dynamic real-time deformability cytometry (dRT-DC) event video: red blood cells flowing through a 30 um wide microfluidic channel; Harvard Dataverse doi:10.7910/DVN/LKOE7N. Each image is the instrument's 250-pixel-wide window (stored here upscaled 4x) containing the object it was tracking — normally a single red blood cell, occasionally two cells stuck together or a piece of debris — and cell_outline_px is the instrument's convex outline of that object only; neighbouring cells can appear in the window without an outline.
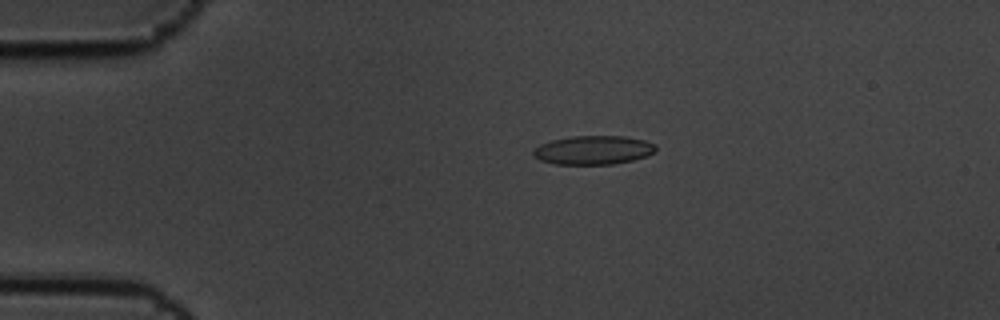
{"species": "common noctule bat (a hibernating species)", "species_latin": "Nyctalus noctula", "temperature_condition": "cold", "stored_images_in_passage": 8, "camera_frame_rate_fps": 3000, "um_per_image_px": 0.085, "animal": {"sex": "male", "body_mass_g": 19.5, "forearm_length_mm": 54.6}, "frame": {"image": 1, "passage_image": 2, "time_ms": 0.333, "image_size_px": [1000, 320], "cell_outline_px": [[656, 148], [648, 156], [632, 160], [612, 164], [556, 164], [540, 160], [532, 156], [532, 148], [540, 144], [552, 140], [572, 136], [624, 136], [644, 140], [656, 144]], "centroid_in_image_um": [50.39, 12.75], "position_along_channel_um": 34.6, "area_um2": 20.63}}
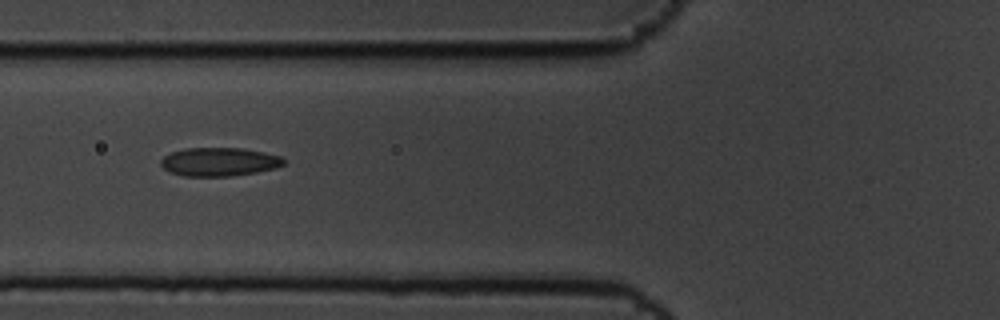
{"frame": {"image": 2, "passage_image": 5, "time_ms": 1.333, "image_size_px": [1000, 320], "cell_outline_px": [[284, 164], [276, 168], [256, 172], [232, 176], [184, 176], [172, 172], [164, 168], [160, 164], [160, 160], [164, 156], [172, 152], [184, 148], [244, 148], [264, 152], [280, 156], [284, 160]], "centroid_in_image_um": [18.64, 13.75], "position_along_channel_um": 107.2, "area_um2": 20.4}}
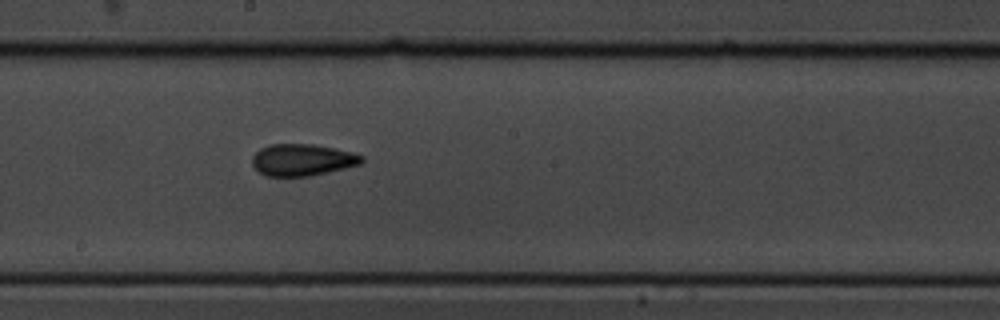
{"frame": {"image": 3, "passage_image": 8, "time_ms": 2.333, "image_size_px": [1000, 320], "cell_outline_px": [[364, 160], [360, 164], [328, 172], [308, 176], [268, 176], [260, 172], [252, 164], [252, 156], [260, 148], [272, 144], [312, 144], [352, 152], [364, 156]], "centroid_in_image_um": [25.69, 13.58], "position_along_channel_um": 222.5, "area_um2": 20.11}}